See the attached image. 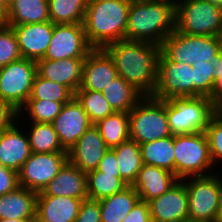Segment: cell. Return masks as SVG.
<instances>
[{"mask_svg":"<svg viewBox=\"0 0 222 222\" xmlns=\"http://www.w3.org/2000/svg\"><path fill=\"white\" fill-rule=\"evenodd\" d=\"M8 24V7L0 0V28Z\"/></svg>","mask_w":222,"mask_h":222,"instance_id":"bcb514c9","label":"cell"},{"mask_svg":"<svg viewBox=\"0 0 222 222\" xmlns=\"http://www.w3.org/2000/svg\"><path fill=\"white\" fill-rule=\"evenodd\" d=\"M65 103L67 102L28 99L26 105L19 111L18 118L33 123H52Z\"/></svg>","mask_w":222,"mask_h":222,"instance_id":"836d02e7","label":"cell"},{"mask_svg":"<svg viewBox=\"0 0 222 222\" xmlns=\"http://www.w3.org/2000/svg\"><path fill=\"white\" fill-rule=\"evenodd\" d=\"M74 97L81 104L92 124H96L99 120L105 119L115 112L102 92L77 90Z\"/></svg>","mask_w":222,"mask_h":222,"instance_id":"e575fe53","label":"cell"},{"mask_svg":"<svg viewBox=\"0 0 222 222\" xmlns=\"http://www.w3.org/2000/svg\"><path fill=\"white\" fill-rule=\"evenodd\" d=\"M92 49L83 23L54 24L52 39L43 59L86 58Z\"/></svg>","mask_w":222,"mask_h":222,"instance_id":"4fadbf2b","label":"cell"},{"mask_svg":"<svg viewBox=\"0 0 222 222\" xmlns=\"http://www.w3.org/2000/svg\"><path fill=\"white\" fill-rule=\"evenodd\" d=\"M62 147L68 152L92 125L87 113L73 97L52 122Z\"/></svg>","mask_w":222,"mask_h":222,"instance_id":"9a60e30c","label":"cell"},{"mask_svg":"<svg viewBox=\"0 0 222 222\" xmlns=\"http://www.w3.org/2000/svg\"><path fill=\"white\" fill-rule=\"evenodd\" d=\"M122 222H152L149 203L139 200Z\"/></svg>","mask_w":222,"mask_h":222,"instance_id":"ee69618b","label":"cell"},{"mask_svg":"<svg viewBox=\"0 0 222 222\" xmlns=\"http://www.w3.org/2000/svg\"><path fill=\"white\" fill-rule=\"evenodd\" d=\"M175 30L186 35H222V7L214 0H177Z\"/></svg>","mask_w":222,"mask_h":222,"instance_id":"5b68a950","label":"cell"},{"mask_svg":"<svg viewBox=\"0 0 222 222\" xmlns=\"http://www.w3.org/2000/svg\"><path fill=\"white\" fill-rule=\"evenodd\" d=\"M166 112L172 135L193 134L205 132L218 106L207 97H171Z\"/></svg>","mask_w":222,"mask_h":222,"instance_id":"277c9868","label":"cell"},{"mask_svg":"<svg viewBox=\"0 0 222 222\" xmlns=\"http://www.w3.org/2000/svg\"><path fill=\"white\" fill-rule=\"evenodd\" d=\"M215 222H222V193L220 196V201L218 205L217 216L215 218Z\"/></svg>","mask_w":222,"mask_h":222,"instance_id":"7dc6e473","label":"cell"},{"mask_svg":"<svg viewBox=\"0 0 222 222\" xmlns=\"http://www.w3.org/2000/svg\"><path fill=\"white\" fill-rule=\"evenodd\" d=\"M209 152L216 172L222 170V114L217 112L205 130ZM220 165V166H219ZM218 167V168H217ZM221 168V169H220Z\"/></svg>","mask_w":222,"mask_h":222,"instance_id":"8d00e7d4","label":"cell"},{"mask_svg":"<svg viewBox=\"0 0 222 222\" xmlns=\"http://www.w3.org/2000/svg\"><path fill=\"white\" fill-rule=\"evenodd\" d=\"M102 94L115 112H130L143 95L124 78L118 76L104 88Z\"/></svg>","mask_w":222,"mask_h":222,"instance_id":"f1b7e54d","label":"cell"},{"mask_svg":"<svg viewBox=\"0 0 222 222\" xmlns=\"http://www.w3.org/2000/svg\"><path fill=\"white\" fill-rule=\"evenodd\" d=\"M217 106H218V112L222 114V100L217 104Z\"/></svg>","mask_w":222,"mask_h":222,"instance_id":"f907efd6","label":"cell"},{"mask_svg":"<svg viewBox=\"0 0 222 222\" xmlns=\"http://www.w3.org/2000/svg\"><path fill=\"white\" fill-rule=\"evenodd\" d=\"M21 58L19 44L13 29L9 26L0 28V68Z\"/></svg>","mask_w":222,"mask_h":222,"instance_id":"f35d334b","label":"cell"},{"mask_svg":"<svg viewBox=\"0 0 222 222\" xmlns=\"http://www.w3.org/2000/svg\"><path fill=\"white\" fill-rule=\"evenodd\" d=\"M178 180L168 170L143 164L132 186L141 201L149 202L166 193Z\"/></svg>","mask_w":222,"mask_h":222,"instance_id":"7402d4cb","label":"cell"},{"mask_svg":"<svg viewBox=\"0 0 222 222\" xmlns=\"http://www.w3.org/2000/svg\"><path fill=\"white\" fill-rule=\"evenodd\" d=\"M182 180L188 193L189 222H215L222 193V172Z\"/></svg>","mask_w":222,"mask_h":222,"instance_id":"9c48e42d","label":"cell"},{"mask_svg":"<svg viewBox=\"0 0 222 222\" xmlns=\"http://www.w3.org/2000/svg\"><path fill=\"white\" fill-rule=\"evenodd\" d=\"M175 31V2L131 0L125 40L161 46Z\"/></svg>","mask_w":222,"mask_h":222,"instance_id":"7a4b0ae2","label":"cell"},{"mask_svg":"<svg viewBox=\"0 0 222 222\" xmlns=\"http://www.w3.org/2000/svg\"><path fill=\"white\" fill-rule=\"evenodd\" d=\"M50 21L49 0H14L8 7L7 26Z\"/></svg>","mask_w":222,"mask_h":222,"instance_id":"d4e9b609","label":"cell"},{"mask_svg":"<svg viewBox=\"0 0 222 222\" xmlns=\"http://www.w3.org/2000/svg\"><path fill=\"white\" fill-rule=\"evenodd\" d=\"M37 196H63L88 199L87 174L67 161L57 176Z\"/></svg>","mask_w":222,"mask_h":222,"instance_id":"44dd1931","label":"cell"},{"mask_svg":"<svg viewBox=\"0 0 222 222\" xmlns=\"http://www.w3.org/2000/svg\"><path fill=\"white\" fill-rule=\"evenodd\" d=\"M31 222H44L41 219H39L37 216H35Z\"/></svg>","mask_w":222,"mask_h":222,"instance_id":"816d5d0a","label":"cell"},{"mask_svg":"<svg viewBox=\"0 0 222 222\" xmlns=\"http://www.w3.org/2000/svg\"><path fill=\"white\" fill-rule=\"evenodd\" d=\"M13 29L22 58L43 59L52 39L54 24L51 21L9 26Z\"/></svg>","mask_w":222,"mask_h":222,"instance_id":"e0dca14e","label":"cell"},{"mask_svg":"<svg viewBox=\"0 0 222 222\" xmlns=\"http://www.w3.org/2000/svg\"><path fill=\"white\" fill-rule=\"evenodd\" d=\"M88 0H49L50 21L53 24L83 23Z\"/></svg>","mask_w":222,"mask_h":222,"instance_id":"d6a6232c","label":"cell"},{"mask_svg":"<svg viewBox=\"0 0 222 222\" xmlns=\"http://www.w3.org/2000/svg\"><path fill=\"white\" fill-rule=\"evenodd\" d=\"M171 61L188 63L211 62L222 52V38L218 36L186 35L178 31L170 34L160 46Z\"/></svg>","mask_w":222,"mask_h":222,"instance_id":"ba28073f","label":"cell"},{"mask_svg":"<svg viewBox=\"0 0 222 222\" xmlns=\"http://www.w3.org/2000/svg\"><path fill=\"white\" fill-rule=\"evenodd\" d=\"M116 77L117 69L109 54L103 48H93L85 58L78 90L102 92Z\"/></svg>","mask_w":222,"mask_h":222,"instance_id":"2e32d148","label":"cell"},{"mask_svg":"<svg viewBox=\"0 0 222 222\" xmlns=\"http://www.w3.org/2000/svg\"><path fill=\"white\" fill-rule=\"evenodd\" d=\"M31 154L29 138L23 124L16 122L0 133V165L19 172Z\"/></svg>","mask_w":222,"mask_h":222,"instance_id":"d6986e66","label":"cell"},{"mask_svg":"<svg viewBox=\"0 0 222 222\" xmlns=\"http://www.w3.org/2000/svg\"><path fill=\"white\" fill-rule=\"evenodd\" d=\"M142 162L175 174L174 135L140 145Z\"/></svg>","mask_w":222,"mask_h":222,"instance_id":"83f0119b","label":"cell"},{"mask_svg":"<svg viewBox=\"0 0 222 222\" xmlns=\"http://www.w3.org/2000/svg\"><path fill=\"white\" fill-rule=\"evenodd\" d=\"M73 197L37 196L36 216L44 222H74L82 201Z\"/></svg>","mask_w":222,"mask_h":222,"instance_id":"603a6c76","label":"cell"},{"mask_svg":"<svg viewBox=\"0 0 222 222\" xmlns=\"http://www.w3.org/2000/svg\"><path fill=\"white\" fill-rule=\"evenodd\" d=\"M85 58H66L60 61L41 59L37 61V73L48 80L65 85L73 94L82 82Z\"/></svg>","mask_w":222,"mask_h":222,"instance_id":"ffe728a7","label":"cell"},{"mask_svg":"<svg viewBox=\"0 0 222 222\" xmlns=\"http://www.w3.org/2000/svg\"><path fill=\"white\" fill-rule=\"evenodd\" d=\"M94 125L108 148L119 146L130 139L128 112H114Z\"/></svg>","mask_w":222,"mask_h":222,"instance_id":"4dcf8cb0","label":"cell"},{"mask_svg":"<svg viewBox=\"0 0 222 222\" xmlns=\"http://www.w3.org/2000/svg\"><path fill=\"white\" fill-rule=\"evenodd\" d=\"M211 65L215 69L212 100L218 104L222 100V52L211 61Z\"/></svg>","mask_w":222,"mask_h":222,"instance_id":"7bdbcfd3","label":"cell"},{"mask_svg":"<svg viewBox=\"0 0 222 222\" xmlns=\"http://www.w3.org/2000/svg\"><path fill=\"white\" fill-rule=\"evenodd\" d=\"M115 151L109 148L99 162L97 170L104 174H120Z\"/></svg>","mask_w":222,"mask_h":222,"instance_id":"f6af8a7d","label":"cell"},{"mask_svg":"<svg viewBox=\"0 0 222 222\" xmlns=\"http://www.w3.org/2000/svg\"><path fill=\"white\" fill-rule=\"evenodd\" d=\"M74 94L62 84L35 75L29 99L51 100L55 102H69Z\"/></svg>","mask_w":222,"mask_h":222,"instance_id":"d590c367","label":"cell"},{"mask_svg":"<svg viewBox=\"0 0 222 222\" xmlns=\"http://www.w3.org/2000/svg\"><path fill=\"white\" fill-rule=\"evenodd\" d=\"M7 7H9L14 0H1Z\"/></svg>","mask_w":222,"mask_h":222,"instance_id":"681fc988","label":"cell"},{"mask_svg":"<svg viewBox=\"0 0 222 222\" xmlns=\"http://www.w3.org/2000/svg\"><path fill=\"white\" fill-rule=\"evenodd\" d=\"M153 97H194V67L169 60L162 52L158 59L157 83Z\"/></svg>","mask_w":222,"mask_h":222,"instance_id":"8fae6325","label":"cell"},{"mask_svg":"<svg viewBox=\"0 0 222 222\" xmlns=\"http://www.w3.org/2000/svg\"><path fill=\"white\" fill-rule=\"evenodd\" d=\"M148 203L152 222H189L188 193L183 180Z\"/></svg>","mask_w":222,"mask_h":222,"instance_id":"5bb4252c","label":"cell"},{"mask_svg":"<svg viewBox=\"0 0 222 222\" xmlns=\"http://www.w3.org/2000/svg\"><path fill=\"white\" fill-rule=\"evenodd\" d=\"M174 146L175 176L179 180L216 173L205 132L174 135Z\"/></svg>","mask_w":222,"mask_h":222,"instance_id":"52a82bcc","label":"cell"},{"mask_svg":"<svg viewBox=\"0 0 222 222\" xmlns=\"http://www.w3.org/2000/svg\"><path fill=\"white\" fill-rule=\"evenodd\" d=\"M131 0H88L83 26L92 48L125 40Z\"/></svg>","mask_w":222,"mask_h":222,"instance_id":"3957f363","label":"cell"},{"mask_svg":"<svg viewBox=\"0 0 222 222\" xmlns=\"http://www.w3.org/2000/svg\"><path fill=\"white\" fill-rule=\"evenodd\" d=\"M19 187L18 172L0 165V196Z\"/></svg>","mask_w":222,"mask_h":222,"instance_id":"60d3db41","label":"cell"},{"mask_svg":"<svg viewBox=\"0 0 222 222\" xmlns=\"http://www.w3.org/2000/svg\"><path fill=\"white\" fill-rule=\"evenodd\" d=\"M32 219H4L0 220V222H31Z\"/></svg>","mask_w":222,"mask_h":222,"instance_id":"c3c4849f","label":"cell"},{"mask_svg":"<svg viewBox=\"0 0 222 222\" xmlns=\"http://www.w3.org/2000/svg\"><path fill=\"white\" fill-rule=\"evenodd\" d=\"M112 58L118 76L143 96H153L157 83L160 46L142 41L120 40L103 48Z\"/></svg>","mask_w":222,"mask_h":222,"instance_id":"6da1fadb","label":"cell"},{"mask_svg":"<svg viewBox=\"0 0 222 222\" xmlns=\"http://www.w3.org/2000/svg\"><path fill=\"white\" fill-rule=\"evenodd\" d=\"M219 6L222 7V0H214Z\"/></svg>","mask_w":222,"mask_h":222,"instance_id":"f5cc1de1","label":"cell"},{"mask_svg":"<svg viewBox=\"0 0 222 222\" xmlns=\"http://www.w3.org/2000/svg\"><path fill=\"white\" fill-rule=\"evenodd\" d=\"M140 200L133 186L123 191L98 200L100 203L101 222H122Z\"/></svg>","mask_w":222,"mask_h":222,"instance_id":"484cf974","label":"cell"},{"mask_svg":"<svg viewBox=\"0 0 222 222\" xmlns=\"http://www.w3.org/2000/svg\"><path fill=\"white\" fill-rule=\"evenodd\" d=\"M19 111L10 103L0 99V133L18 122Z\"/></svg>","mask_w":222,"mask_h":222,"instance_id":"b9f144b4","label":"cell"},{"mask_svg":"<svg viewBox=\"0 0 222 222\" xmlns=\"http://www.w3.org/2000/svg\"><path fill=\"white\" fill-rule=\"evenodd\" d=\"M37 193L18 187L0 196V220L33 219L36 216Z\"/></svg>","mask_w":222,"mask_h":222,"instance_id":"cb8c5ba5","label":"cell"},{"mask_svg":"<svg viewBox=\"0 0 222 222\" xmlns=\"http://www.w3.org/2000/svg\"><path fill=\"white\" fill-rule=\"evenodd\" d=\"M109 148L98 128L92 124L68 151V161L84 173L94 171Z\"/></svg>","mask_w":222,"mask_h":222,"instance_id":"ac0fdd59","label":"cell"},{"mask_svg":"<svg viewBox=\"0 0 222 222\" xmlns=\"http://www.w3.org/2000/svg\"><path fill=\"white\" fill-rule=\"evenodd\" d=\"M18 122L26 124L24 129L27 132L32 153L67 152L62 147L52 123L25 122L21 118H18Z\"/></svg>","mask_w":222,"mask_h":222,"instance_id":"4316f807","label":"cell"},{"mask_svg":"<svg viewBox=\"0 0 222 222\" xmlns=\"http://www.w3.org/2000/svg\"><path fill=\"white\" fill-rule=\"evenodd\" d=\"M128 185L120 174H104L97 169L87 173L88 199L101 200L123 191Z\"/></svg>","mask_w":222,"mask_h":222,"instance_id":"1f68e13d","label":"cell"},{"mask_svg":"<svg viewBox=\"0 0 222 222\" xmlns=\"http://www.w3.org/2000/svg\"><path fill=\"white\" fill-rule=\"evenodd\" d=\"M112 149L115 151L119 163L121 179L128 186H132L143 165L140 145L136 141L129 139Z\"/></svg>","mask_w":222,"mask_h":222,"instance_id":"f546056e","label":"cell"},{"mask_svg":"<svg viewBox=\"0 0 222 222\" xmlns=\"http://www.w3.org/2000/svg\"><path fill=\"white\" fill-rule=\"evenodd\" d=\"M130 139L139 145L171 136L166 100L143 96L129 112Z\"/></svg>","mask_w":222,"mask_h":222,"instance_id":"8992f818","label":"cell"},{"mask_svg":"<svg viewBox=\"0 0 222 222\" xmlns=\"http://www.w3.org/2000/svg\"><path fill=\"white\" fill-rule=\"evenodd\" d=\"M68 161V152L32 153L18 172L19 186L42 192Z\"/></svg>","mask_w":222,"mask_h":222,"instance_id":"7c38bea8","label":"cell"},{"mask_svg":"<svg viewBox=\"0 0 222 222\" xmlns=\"http://www.w3.org/2000/svg\"><path fill=\"white\" fill-rule=\"evenodd\" d=\"M161 1H172V2H176L177 0H161Z\"/></svg>","mask_w":222,"mask_h":222,"instance_id":"db71d44e","label":"cell"},{"mask_svg":"<svg viewBox=\"0 0 222 222\" xmlns=\"http://www.w3.org/2000/svg\"><path fill=\"white\" fill-rule=\"evenodd\" d=\"M194 97H207L212 99L214 85V71L211 62H194Z\"/></svg>","mask_w":222,"mask_h":222,"instance_id":"74e56055","label":"cell"},{"mask_svg":"<svg viewBox=\"0 0 222 222\" xmlns=\"http://www.w3.org/2000/svg\"><path fill=\"white\" fill-rule=\"evenodd\" d=\"M74 222H101L99 201L91 199L83 200Z\"/></svg>","mask_w":222,"mask_h":222,"instance_id":"ab89813d","label":"cell"},{"mask_svg":"<svg viewBox=\"0 0 222 222\" xmlns=\"http://www.w3.org/2000/svg\"><path fill=\"white\" fill-rule=\"evenodd\" d=\"M36 61L21 58L0 68V99L20 111L27 103L35 75Z\"/></svg>","mask_w":222,"mask_h":222,"instance_id":"30bf717a","label":"cell"}]
</instances>
